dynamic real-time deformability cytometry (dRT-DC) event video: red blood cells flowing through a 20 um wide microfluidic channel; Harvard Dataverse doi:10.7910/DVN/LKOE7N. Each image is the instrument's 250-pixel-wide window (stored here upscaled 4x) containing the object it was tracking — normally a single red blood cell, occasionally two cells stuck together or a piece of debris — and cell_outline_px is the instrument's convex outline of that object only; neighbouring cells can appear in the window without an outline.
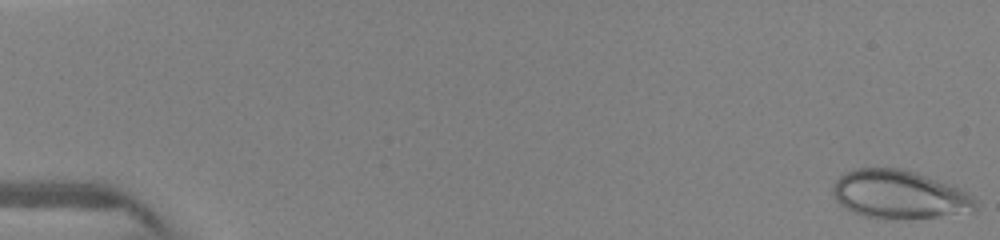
{"species": "human", "species_latin": "Homo sapiens", "temperature_condition": "warm", "stored_images_in_passage": 16, "camera_frame_rate_fps": 3000, "um_per_image_px": 0.085, "donor": {"sex": "female"}, "frame": {"image": 1, "passage_image": 1, "time_ms": 0.0, "image_size_px": [1000, 240], "cell_outline_px": [[980, 204], [972, 212], [940, 216], [896, 220], [864, 216], [852, 212], [844, 208], [836, 200], [832, 192], [832, 184], [840, 176], [856, 168], [900, 168], [916, 172], [956, 184], [968, 192]], "centroid_in_image_um": [76.5, 16.54], "position_along_channel_um": 8.5, "area_um2": 41.1}}